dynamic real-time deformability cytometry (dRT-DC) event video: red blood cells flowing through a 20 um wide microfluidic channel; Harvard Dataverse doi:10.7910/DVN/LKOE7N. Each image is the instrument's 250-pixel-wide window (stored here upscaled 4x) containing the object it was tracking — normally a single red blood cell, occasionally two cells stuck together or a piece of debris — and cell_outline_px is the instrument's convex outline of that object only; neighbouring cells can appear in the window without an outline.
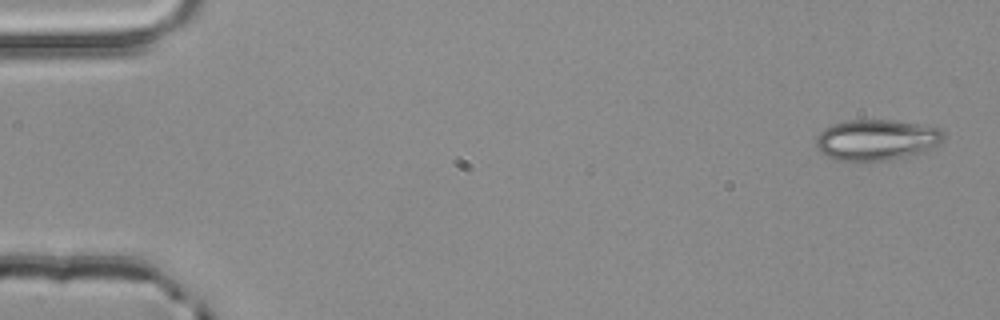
{"species": "common noctule bat (a hibernating species)", "species_latin": "Nyctalus noctula", "temperature_condition": "room temperature", "stored_images_in_passage": 3, "camera_frame_rate_fps": 3000, "um_per_image_px": 0.085, "animal": {"sex": "male", "body_mass_g": 20.4}, "frame": {"image": 1, "passage_image": 1, "time_ms": 0.0, "image_size_px": [1000, 320], "cell_outline_px": [[944, 140], [924, 152], [888, 160], [836, 160], [820, 152], [816, 148], [816, 136], [824, 128], [832, 124], [848, 120], [892, 120], [940, 128], [944, 132]], "centroid_in_image_um": [74.49, 11.88], "position_along_channel_um": 10.5, "area_um2": 30.23}}